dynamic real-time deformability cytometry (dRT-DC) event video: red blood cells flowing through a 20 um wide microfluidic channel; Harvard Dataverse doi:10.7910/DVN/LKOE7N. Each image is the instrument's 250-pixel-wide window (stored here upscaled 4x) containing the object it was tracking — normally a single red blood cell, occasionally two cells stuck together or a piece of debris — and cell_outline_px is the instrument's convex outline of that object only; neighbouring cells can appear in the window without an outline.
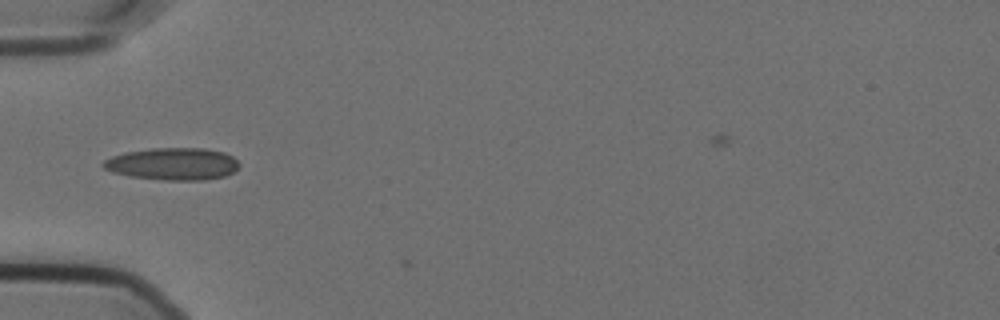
{"species": "Egyptian fruit bat (a non-hibernating species)", "species_latin": "Rousettus aegyptiacus", "temperature_condition": "cold", "stored_images_in_passage": 4, "camera_frame_rate_fps": 3000, "um_per_image_px": 0.085, "animal": {"sex": "female"}, "frame": {"image": 1, "passage_image": 3, "time_ms": 0.667, "image_size_px": [1000, 320], "cell_outline_px": [[240, 164], [232, 172], [224, 176], [204, 180], [164, 180], [128, 176], [112, 172], [104, 168], [100, 164], [104, 160], [112, 156], [124, 152], [152, 148], [204, 148], [224, 152], [232, 156]], "centroid_in_image_um": [14.65, 13.93], "position_along_channel_um": 70.4, "area_um2": 25.61}}